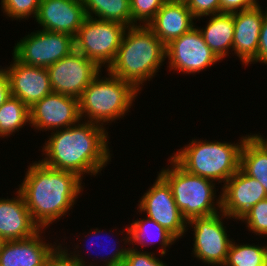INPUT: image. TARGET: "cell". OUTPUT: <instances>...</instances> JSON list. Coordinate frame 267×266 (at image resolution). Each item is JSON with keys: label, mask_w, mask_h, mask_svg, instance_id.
Segmentation results:
<instances>
[{"label": "cell", "mask_w": 267, "mask_h": 266, "mask_svg": "<svg viewBox=\"0 0 267 266\" xmlns=\"http://www.w3.org/2000/svg\"><path fill=\"white\" fill-rule=\"evenodd\" d=\"M120 266H167L153 252L138 250L130 247Z\"/></svg>", "instance_id": "obj_31"}, {"label": "cell", "mask_w": 267, "mask_h": 266, "mask_svg": "<svg viewBox=\"0 0 267 266\" xmlns=\"http://www.w3.org/2000/svg\"><path fill=\"white\" fill-rule=\"evenodd\" d=\"M42 233L43 229L28 239L6 241L0 252V266H43L57 243H46Z\"/></svg>", "instance_id": "obj_20"}, {"label": "cell", "mask_w": 267, "mask_h": 266, "mask_svg": "<svg viewBox=\"0 0 267 266\" xmlns=\"http://www.w3.org/2000/svg\"><path fill=\"white\" fill-rule=\"evenodd\" d=\"M124 231H126V236L120 242L123 241L125 246L130 243L129 245H132L130 247H133V245L144 247L159 242L161 248L158 253L162 257L167 253V247L170 248L177 240L171 233L146 215L145 218L133 221L121 233L123 234Z\"/></svg>", "instance_id": "obj_21"}, {"label": "cell", "mask_w": 267, "mask_h": 266, "mask_svg": "<svg viewBox=\"0 0 267 266\" xmlns=\"http://www.w3.org/2000/svg\"><path fill=\"white\" fill-rule=\"evenodd\" d=\"M54 93L80 98L91 81L103 71L95 62L74 50L47 67Z\"/></svg>", "instance_id": "obj_10"}, {"label": "cell", "mask_w": 267, "mask_h": 266, "mask_svg": "<svg viewBox=\"0 0 267 266\" xmlns=\"http://www.w3.org/2000/svg\"><path fill=\"white\" fill-rule=\"evenodd\" d=\"M6 67L11 96L19 98L28 108L51 94L49 73L45 67H34L19 62L14 56Z\"/></svg>", "instance_id": "obj_15"}, {"label": "cell", "mask_w": 267, "mask_h": 266, "mask_svg": "<svg viewBox=\"0 0 267 266\" xmlns=\"http://www.w3.org/2000/svg\"><path fill=\"white\" fill-rule=\"evenodd\" d=\"M50 134L42 147L45 158L39 160L48 167L73 172L83 179L87 173L96 176L111 161L106 127L80 120Z\"/></svg>", "instance_id": "obj_1"}, {"label": "cell", "mask_w": 267, "mask_h": 266, "mask_svg": "<svg viewBox=\"0 0 267 266\" xmlns=\"http://www.w3.org/2000/svg\"><path fill=\"white\" fill-rule=\"evenodd\" d=\"M205 28H198L205 43L221 61L233 51L234 19L233 13L210 15ZM230 50V51H229Z\"/></svg>", "instance_id": "obj_22"}, {"label": "cell", "mask_w": 267, "mask_h": 266, "mask_svg": "<svg viewBox=\"0 0 267 266\" xmlns=\"http://www.w3.org/2000/svg\"><path fill=\"white\" fill-rule=\"evenodd\" d=\"M225 218L231 219L220 211L215 215L193 218L187 222V227L194 232L192 254L208 266H223L226 262L233 239L227 234L223 223Z\"/></svg>", "instance_id": "obj_9"}, {"label": "cell", "mask_w": 267, "mask_h": 266, "mask_svg": "<svg viewBox=\"0 0 267 266\" xmlns=\"http://www.w3.org/2000/svg\"><path fill=\"white\" fill-rule=\"evenodd\" d=\"M222 185L221 212L235 220L240 221L260 200L267 198L261 183L241 169Z\"/></svg>", "instance_id": "obj_14"}, {"label": "cell", "mask_w": 267, "mask_h": 266, "mask_svg": "<svg viewBox=\"0 0 267 266\" xmlns=\"http://www.w3.org/2000/svg\"><path fill=\"white\" fill-rule=\"evenodd\" d=\"M231 242L226 262L223 266H265L267 263V244Z\"/></svg>", "instance_id": "obj_26"}, {"label": "cell", "mask_w": 267, "mask_h": 266, "mask_svg": "<svg viewBox=\"0 0 267 266\" xmlns=\"http://www.w3.org/2000/svg\"><path fill=\"white\" fill-rule=\"evenodd\" d=\"M5 243H6L5 238L0 234V252L3 250Z\"/></svg>", "instance_id": "obj_38"}, {"label": "cell", "mask_w": 267, "mask_h": 266, "mask_svg": "<svg viewBox=\"0 0 267 266\" xmlns=\"http://www.w3.org/2000/svg\"><path fill=\"white\" fill-rule=\"evenodd\" d=\"M254 134L266 147H267V138H264V135ZM266 139V140H265Z\"/></svg>", "instance_id": "obj_37"}, {"label": "cell", "mask_w": 267, "mask_h": 266, "mask_svg": "<svg viewBox=\"0 0 267 266\" xmlns=\"http://www.w3.org/2000/svg\"><path fill=\"white\" fill-rule=\"evenodd\" d=\"M29 108L16 97L11 96L0 107V138L10 137L24 125L30 124Z\"/></svg>", "instance_id": "obj_25"}, {"label": "cell", "mask_w": 267, "mask_h": 266, "mask_svg": "<svg viewBox=\"0 0 267 266\" xmlns=\"http://www.w3.org/2000/svg\"><path fill=\"white\" fill-rule=\"evenodd\" d=\"M30 126L45 132L68 128L81 118L79 99L52 92L29 108Z\"/></svg>", "instance_id": "obj_13"}, {"label": "cell", "mask_w": 267, "mask_h": 266, "mask_svg": "<svg viewBox=\"0 0 267 266\" xmlns=\"http://www.w3.org/2000/svg\"><path fill=\"white\" fill-rule=\"evenodd\" d=\"M94 231H90L88 234H91V236L93 235V239H91V241H89L88 243H93L95 240H97L98 238H99V233L101 234V230L100 229H98V228H96V229H93ZM92 232H93V234H92ZM96 234V235H95ZM104 235V234H103ZM96 237V239H94ZM98 237V238H97ZM91 238V237H90ZM107 238V237H106ZM109 238V237H108ZM100 239H101V236H100ZM98 241V240H97ZM97 241H95L96 242V244L97 245H99L100 246V244H98L99 243V241L97 242ZM95 242H94V244H95ZM112 244V243H111ZM114 244H116V243H114L113 242V245ZM87 245V244H86ZM85 245V246H86ZM102 245V244H101ZM113 245H109L110 247H111V250H109L110 252H109V254L107 253V254H105V255H107V256H105V255H103V256H100L101 258H99L100 260L99 261H104L102 264L103 265H105V266H120L121 265V263H122V261L124 260V258L126 257V254H127V252H128V249L130 248V247H125L124 248V246H123V248H121L122 247V245L121 246H117V244L113 247ZM88 247V246H87ZM98 247V246H97ZM107 249V248H106ZM110 249V248H109ZM103 250H105L104 248H103ZM108 250V249H107ZM95 251V250H94ZM101 251V250H100ZM107 252V251H106ZM105 252V253H106ZM99 253H101V252H99ZM103 253V252H102ZM98 255V254H97ZM105 263V264H104Z\"/></svg>", "instance_id": "obj_32"}, {"label": "cell", "mask_w": 267, "mask_h": 266, "mask_svg": "<svg viewBox=\"0 0 267 266\" xmlns=\"http://www.w3.org/2000/svg\"><path fill=\"white\" fill-rule=\"evenodd\" d=\"M168 160L172 166L164 167L158 173L170 186L182 217L188 222L193 218L219 213L221 194L216 198V184L209 179L186 172L171 157Z\"/></svg>", "instance_id": "obj_6"}, {"label": "cell", "mask_w": 267, "mask_h": 266, "mask_svg": "<svg viewBox=\"0 0 267 266\" xmlns=\"http://www.w3.org/2000/svg\"><path fill=\"white\" fill-rule=\"evenodd\" d=\"M16 197L0 198V234L6 241L33 237L41 229L33 221L24 198L17 190Z\"/></svg>", "instance_id": "obj_18"}, {"label": "cell", "mask_w": 267, "mask_h": 266, "mask_svg": "<svg viewBox=\"0 0 267 266\" xmlns=\"http://www.w3.org/2000/svg\"><path fill=\"white\" fill-rule=\"evenodd\" d=\"M13 48L12 55L19 62L47 68L74 51L75 43L68 34L39 29L17 41Z\"/></svg>", "instance_id": "obj_8"}, {"label": "cell", "mask_w": 267, "mask_h": 266, "mask_svg": "<svg viewBox=\"0 0 267 266\" xmlns=\"http://www.w3.org/2000/svg\"><path fill=\"white\" fill-rule=\"evenodd\" d=\"M169 1H172V2H184V3L187 2V0H169Z\"/></svg>", "instance_id": "obj_39"}, {"label": "cell", "mask_w": 267, "mask_h": 266, "mask_svg": "<svg viewBox=\"0 0 267 266\" xmlns=\"http://www.w3.org/2000/svg\"><path fill=\"white\" fill-rule=\"evenodd\" d=\"M107 72L108 77L102 78L100 71L79 98L81 121L84 119L104 127L125 117L137 99L139 91L131 83Z\"/></svg>", "instance_id": "obj_5"}, {"label": "cell", "mask_w": 267, "mask_h": 266, "mask_svg": "<svg viewBox=\"0 0 267 266\" xmlns=\"http://www.w3.org/2000/svg\"><path fill=\"white\" fill-rule=\"evenodd\" d=\"M240 169L259 181L267 192V147L254 134L250 133L243 143Z\"/></svg>", "instance_id": "obj_23"}, {"label": "cell", "mask_w": 267, "mask_h": 266, "mask_svg": "<svg viewBox=\"0 0 267 266\" xmlns=\"http://www.w3.org/2000/svg\"><path fill=\"white\" fill-rule=\"evenodd\" d=\"M258 62L267 65V9L264 10V19L259 36L257 57L252 63L255 64Z\"/></svg>", "instance_id": "obj_34"}, {"label": "cell", "mask_w": 267, "mask_h": 266, "mask_svg": "<svg viewBox=\"0 0 267 266\" xmlns=\"http://www.w3.org/2000/svg\"><path fill=\"white\" fill-rule=\"evenodd\" d=\"M86 17L82 0H41L35 21L42 30L75 38Z\"/></svg>", "instance_id": "obj_16"}, {"label": "cell", "mask_w": 267, "mask_h": 266, "mask_svg": "<svg viewBox=\"0 0 267 266\" xmlns=\"http://www.w3.org/2000/svg\"><path fill=\"white\" fill-rule=\"evenodd\" d=\"M186 5L195 19L221 13L220 0H187Z\"/></svg>", "instance_id": "obj_33"}, {"label": "cell", "mask_w": 267, "mask_h": 266, "mask_svg": "<svg viewBox=\"0 0 267 266\" xmlns=\"http://www.w3.org/2000/svg\"><path fill=\"white\" fill-rule=\"evenodd\" d=\"M11 97L10 82L6 68H0V107Z\"/></svg>", "instance_id": "obj_36"}, {"label": "cell", "mask_w": 267, "mask_h": 266, "mask_svg": "<svg viewBox=\"0 0 267 266\" xmlns=\"http://www.w3.org/2000/svg\"><path fill=\"white\" fill-rule=\"evenodd\" d=\"M257 0H220L221 13H234L258 5Z\"/></svg>", "instance_id": "obj_35"}, {"label": "cell", "mask_w": 267, "mask_h": 266, "mask_svg": "<svg viewBox=\"0 0 267 266\" xmlns=\"http://www.w3.org/2000/svg\"><path fill=\"white\" fill-rule=\"evenodd\" d=\"M166 58L169 71L185 75L199 73L220 61L205 43L197 26L166 45Z\"/></svg>", "instance_id": "obj_11"}, {"label": "cell", "mask_w": 267, "mask_h": 266, "mask_svg": "<svg viewBox=\"0 0 267 266\" xmlns=\"http://www.w3.org/2000/svg\"><path fill=\"white\" fill-rule=\"evenodd\" d=\"M166 1L167 0H130L131 27L138 24L147 26Z\"/></svg>", "instance_id": "obj_27"}, {"label": "cell", "mask_w": 267, "mask_h": 266, "mask_svg": "<svg viewBox=\"0 0 267 266\" xmlns=\"http://www.w3.org/2000/svg\"><path fill=\"white\" fill-rule=\"evenodd\" d=\"M240 220L252 233L267 236V198L260 200Z\"/></svg>", "instance_id": "obj_29"}, {"label": "cell", "mask_w": 267, "mask_h": 266, "mask_svg": "<svg viewBox=\"0 0 267 266\" xmlns=\"http://www.w3.org/2000/svg\"><path fill=\"white\" fill-rule=\"evenodd\" d=\"M41 0H1V9L12 20L36 18ZM33 15V16H31ZM21 18V19H20Z\"/></svg>", "instance_id": "obj_28"}, {"label": "cell", "mask_w": 267, "mask_h": 266, "mask_svg": "<svg viewBox=\"0 0 267 266\" xmlns=\"http://www.w3.org/2000/svg\"><path fill=\"white\" fill-rule=\"evenodd\" d=\"M69 248L62 247L58 244L53 251L48 255L43 266H95L92 262H85L83 255L81 257L80 251L68 252ZM73 254V255H72ZM87 263V265H86ZM92 263V264H91ZM97 266V264H96Z\"/></svg>", "instance_id": "obj_30"}, {"label": "cell", "mask_w": 267, "mask_h": 266, "mask_svg": "<svg viewBox=\"0 0 267 266\" xmlns=\"http://www.w3.org/2000/svg\"><path fill=\"white\" fill-rule=\"evenodd\" d=\"M196 20L184 2L167 0L156 16L147 24L166 46L173 39L190 31Z\"/></svg>", "instance_id": "obj_19"}, {"label": "cell", "mask_w": 267, "mask_h": 266, "mask_svg": "<svg viewBox=\"0 0 267 266\" xmlns=\"http://www.w3.org/2000/svg\"><path fill=\"white\" fill-rule=\"evenodd\" d=\"M248 136L236 144L193 139L170 157L190 174L225 184L240 169L241 149Z\"/></svg>", "instance_id": "obj_4"}, {"label": "cell", "mask_w": 267, "mask_h": 266, "mask_svg": "<svg viewBox=\"0 0 267 266\" xmlns=\"http://www.w3.org/2000/svg\"><path fill=\"white\" fill-rule=\"evenodd\" d=\"M165 60L166 46L148 26L135 25L126 29L115 60L106 71L131 83L140 93L143 83L157 75Z\"/></svg>", "instance_id": "obj_3"}, {"label": "cell", "mask_w": 267, "mask_h": 266, "mask_svg": "<svg viewBox=\"0 0 267 266\" xmlns=\"http://www.w3.org/2000/svg\"><path fill=\"white\" fill-rule=\"evenodd\" d=\"M233 51L242 64L249 66L257 57L259 36L264 19L260 4L255 7L234 12ZM249 64V65H248Z\"/></svg>", "instance_id": "obj_17"}, {"label": "cell", "mask_w": 267, "mask_h": 266, "mask_svg": "<svg viewBox=\"0 0 267 266\" xmlns=\"http://www.w3.org/2000/svg\"><path fill=\"white\" fill-rule=\"evenodd\" d=\"M128 26L87 16L74 38L75 50L100 68L113 63Z\"/></svg>", "instance_id": "obj_7"}, {"label": "cell", "mask_w": 267, "mask_h": 266, "mask_svg": "<svg viewBox=\"0 0 267 266\" xmlns=\"http://www.w3.org/2000/svg\"><path fill=\"white\" fill-rule=\"evenodd\" d=\"M138 201L137 210L146 213L177 240L188 231L187 221L178 209L168 183L158 174L152 187Z\"/></svg>", "instance_id": "obj_12"}, {"label": "cell", "mask_w": 267, "mask_h": 266, "mask_svg": "<svg viewBox=\"0 0 267 266\" xmlns=\"http://www.w3.org/2000/svg\"><path fill=\"white\" fill-rule=\"evenodd\" d=\"M82 2L87 16L131 27L130 0H82Z\"/></svg>", "instance_id": "obj_24"}, {"label": "cell", "mask_w": 267, "mask_h": 266, "mask_svg": "<svg viewBox=\"0 0 267 266\" xmlns=\"http://www.w3.org/2000/svg\"><path fill=\"white\" fill-rule=\"evenodd\" d=\"M77 174L46 166L35 161L28 166L19 188L33 221L46 229L65 216L83 191Z\"/></svg>", "instance_id": "obj_2"}]
</instances>
